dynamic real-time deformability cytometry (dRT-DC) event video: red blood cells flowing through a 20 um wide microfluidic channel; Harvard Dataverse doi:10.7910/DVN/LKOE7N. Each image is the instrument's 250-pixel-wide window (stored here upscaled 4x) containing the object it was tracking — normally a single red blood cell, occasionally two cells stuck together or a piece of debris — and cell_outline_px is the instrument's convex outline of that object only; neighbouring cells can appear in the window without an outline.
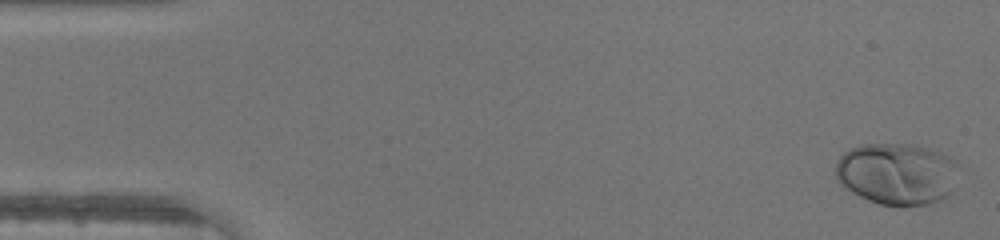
{"species": "human", "species_latin": "Homo sapiens", "temperature_condition": "warm", "stored_images_in_passage": 1, "camera_frame_rate_fps": 3000, "um_per_image_px": 0.085, "donor": {"sex": "male"}, "frame": {"image": 1, "passage_image": 1, "time_ms": 0.0, "image_size_px": [1000, 240], "cell_outline_px": [[956, 164], [948, 196], [932, 204], [880, 204], [868, 200], [844, 188], [836, 180], [836, 160], [848, 148], [860, 144], [920, 144], [932, 148], [956, 160]], "centroid_in_image_um": [76.17, 14.73], "position_along_channel_um": 8.8, "area_um2": 44.16}}